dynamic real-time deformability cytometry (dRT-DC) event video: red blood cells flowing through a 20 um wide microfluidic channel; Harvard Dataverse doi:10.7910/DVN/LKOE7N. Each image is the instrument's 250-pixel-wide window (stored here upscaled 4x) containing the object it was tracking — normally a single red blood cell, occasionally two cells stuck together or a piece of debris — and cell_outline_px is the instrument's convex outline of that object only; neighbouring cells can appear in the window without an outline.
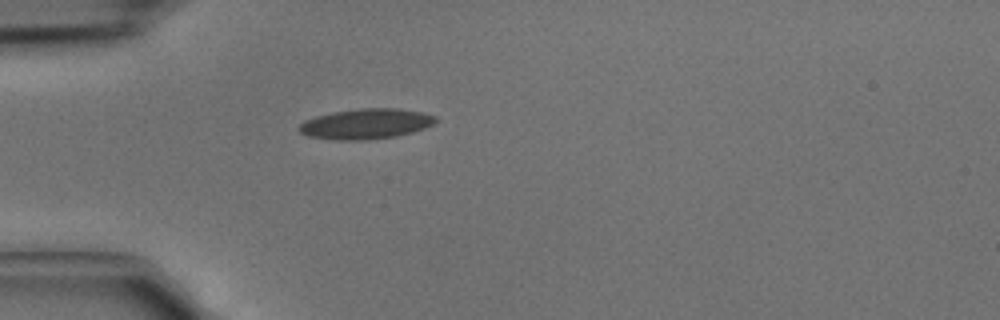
{"species": "common noctule bat (a hibernating species)", "species_latin": "Nyctalus noctula", "temperature_condition": "cold", "stored_images_in_passage": 23, "camera_frame_rate_fps": 3000, "um_per_image_px": 0.085, "animal": {"sex": "male", "body_mass_g": 15.6}, "frame": {"image": 1, "passage_image": 1, "time_ms": 0.0, "image_size_px": [1000, 320], "cell_outline_px": [[436, 120], [432, 124], [424, 128], [412, 132], [396, 136], [368, 140], [336, 140], [308, 136], [300, 132], [296, 128], [304, 120], [316, 116], [332, 112], [360, 108], [396, 108], [424, 112], [436, 116]], "centroid_in_image_um": [31.08, 10.52], "position_along_channel_um": 53.9, "area_um2": 24.22}}
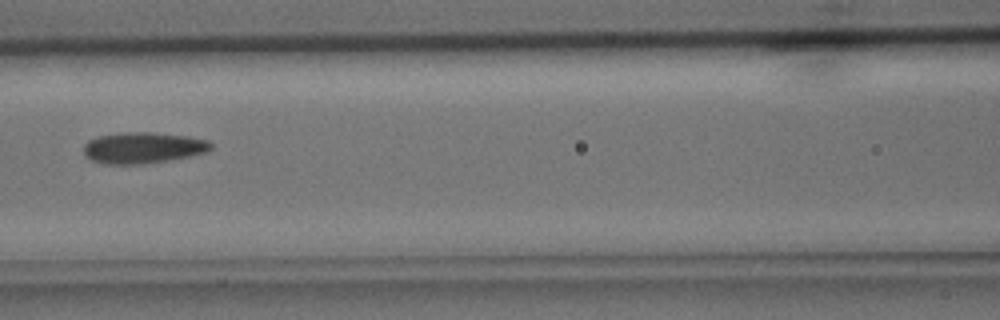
{"frame": {"image": 2, "passage_image": 8, "time_ms": 2.333, "image_size_px": [1000, 320], "cell_outline_px": [[212, 148], [208, 152], [168, 160], [140, 164], [104, 164], [92, 160], [84, 156], [84, 144], [88, 140], [96, 136], [124, 132], [152, 132], [188, 136], [208, 140], [212, 144]], "centroid_in_image_um": [12.13, 12.55], "position_along_channel_um": 154.5, "area_um2": 23.24}}
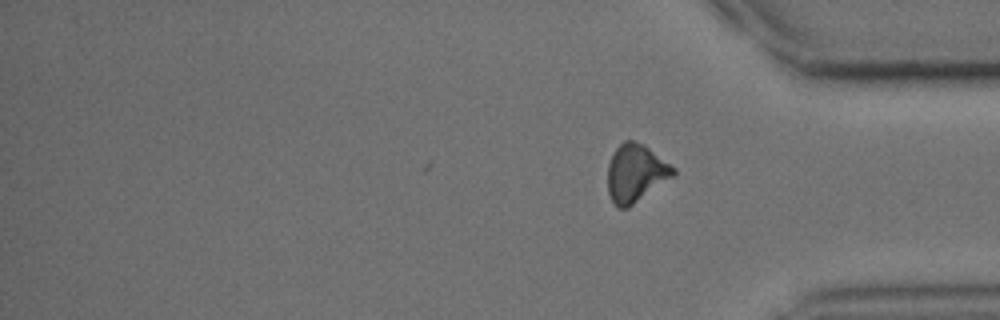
{"frame": {"image": 3, "passage_image": 23, "time_ms": 7.333, "image_size_px": [1000, 320], "cell_outline_px": [[676, 172], [672, 176], [628, 208], [620, 208], [612, 200], [608, 192], [608, 164], [616, 148], [624, 140], [632, 140], [644, 144], [676, 168]], "centroid_in_image_um": [54.03, 14.69], "position_along_channel_um": 381.2, "area_um2": 21.73}}